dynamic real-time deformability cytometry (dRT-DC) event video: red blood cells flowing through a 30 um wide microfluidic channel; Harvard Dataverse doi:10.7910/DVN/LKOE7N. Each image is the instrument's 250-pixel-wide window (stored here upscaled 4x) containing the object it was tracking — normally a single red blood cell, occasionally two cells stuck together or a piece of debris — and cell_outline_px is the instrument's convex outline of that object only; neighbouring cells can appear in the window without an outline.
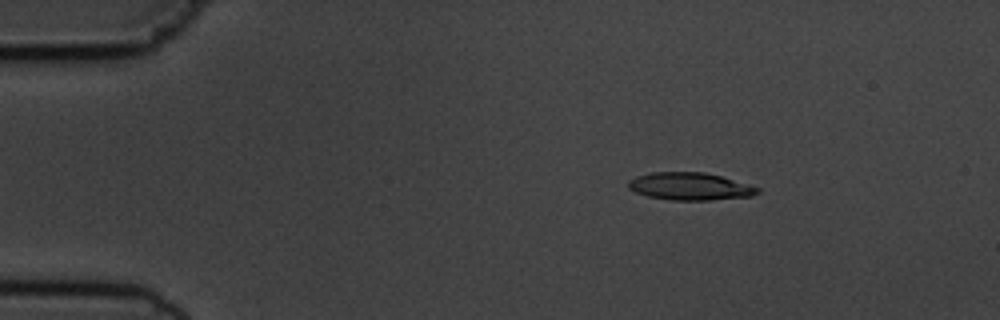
{"species": "common noctule bat (a hibernating species)", "species_latin": "Nyctalus noctula", "temperature_condition": "cold", "stored_images_in_passage": 5, "camera_frame_rate_fps": 3000, "um_per_image_px": 0.085, "animal": {"sex": "male", "body_mass_g": 19.5, "forearm_length_mm": 54.6}, "frame": {"image": 1, "passage_image": 3, "time_ms": 2.333, "image_size_px": [1000, 320], "cell_outline_px": [[760, 192], [752, 196], [708, 200], [672, 200], [648, 196], [636, 192], [628, 188], [628, 180], [636, 176], [652, 172], [704, 172], [720, 176], [760, 188]], "centroid_in_image_um": [58.63, 15.84], "position_along_channel_um": 26.4, "area_um2": 20.58}}